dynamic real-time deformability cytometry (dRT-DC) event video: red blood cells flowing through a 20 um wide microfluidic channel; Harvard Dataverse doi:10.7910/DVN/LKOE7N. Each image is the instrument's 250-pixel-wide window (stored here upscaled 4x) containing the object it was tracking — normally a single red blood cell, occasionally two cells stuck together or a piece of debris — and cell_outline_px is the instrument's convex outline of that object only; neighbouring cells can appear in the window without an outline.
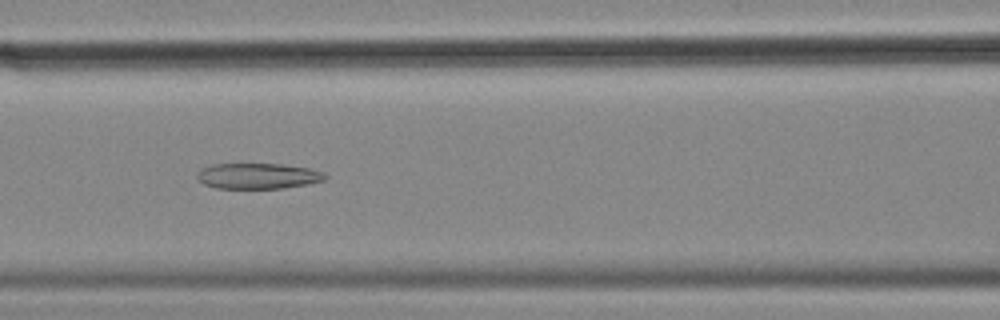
{"species": "common noctule bat (a hibernating species)", "species_latin": "Nyctalus noctula", "temperature_condition": "cold", "stored_images_in_passage": 40, "camera_frame_rate_fps": 3000, "um_per_image_px": 0.085, "animal": {"sex": "female", "body_mass_g": 18.4}, "frame": {"image": 1, "passage_image": 8, "time_ms": 2.333, "image_size_px": [1000, 320], "cell_outline_px": [[328, 176], [324, 180], [308, 184], [284, 188], [216, 188], [204, 184], [196, 176], [204, 168], [212, 164], [280, 164], [308, 168], [324, 172]], "centroid_in_image_um": [21.97, 14.96], "position_along_channel_um": 144.6, "area_um2": 18.96}}
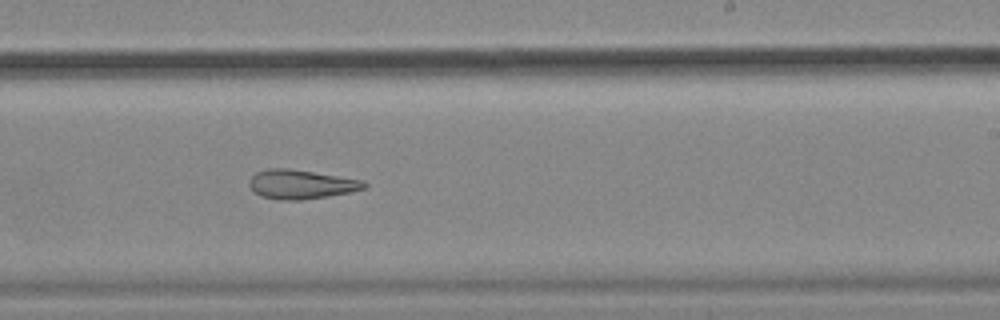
{"frame": {"image": 2, "passage_image": 18, "time_ms": 5.667, "image_size_px": [1000, 320], "cell_outline_px": [[368, 184], [364, 188], [348, 192], [328, 196], [300, 200], [280, 200], [264, 196], [256, 192], [248, 184], [252, 176], [256, 172], [268, 168], [288, 168], [364, 180]], "centroid_in_image_um": [25.59, 15.65], "position_along_channel_um": 263.4, "area_um2": 19.25}}
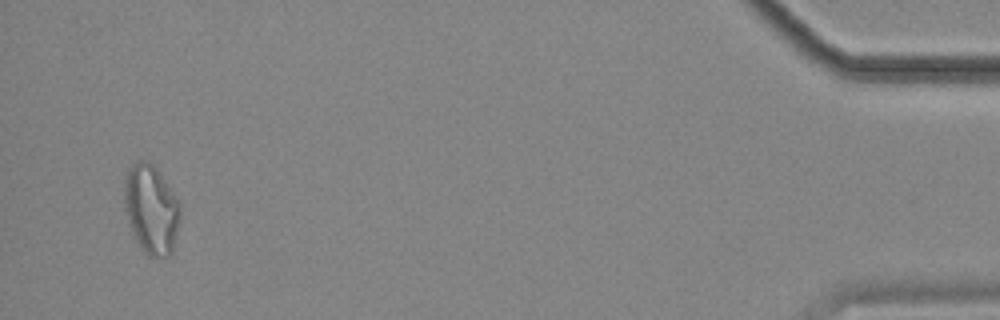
{"frame": {"image": 3, "passage_image": 38, "time_ms": 12.333, "image_size_px": [1000, 320], "cell_outline_px": [[180, 220], [172, 252], [164, 260], [148, 256], [140, 248], [132, 232], [128, 220], [124, 200], [124, 184], [128, 168], [132, 164], [140, 160], [148, 160], [156, 168], [180, 200]], "centroid_in_image_um": [12.87, 17.81], "position_along_channel_um": 422.3, "area_um2": 29.42}, "authors_computed_cell_mechanics": {"area_um2": 21.0681, "velocity_mm_per_s": 3.5827, "shape_relaxation_time_tau1_ms": null, "shape_relaxation_time_tau2_ms": 11.0098, "deformation_change_tau1": null, "deformation_change_tau2": 0.2426}}